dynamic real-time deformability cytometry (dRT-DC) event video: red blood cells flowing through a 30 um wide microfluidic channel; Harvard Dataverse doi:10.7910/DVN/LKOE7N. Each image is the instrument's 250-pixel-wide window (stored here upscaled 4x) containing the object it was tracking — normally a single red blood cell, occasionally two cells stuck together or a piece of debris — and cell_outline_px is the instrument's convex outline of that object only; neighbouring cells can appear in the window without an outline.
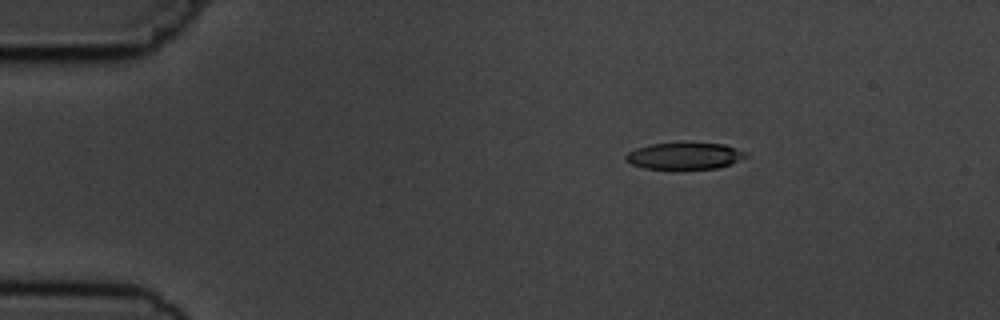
{"species": "common noctule bat (a hibernating species)", "species_latin": "Nyctalus noctula", "temperature_condition": "cold", "stored_images_in_passage": 3, "camera_frame_rate_fps": 3000, "um_per_image_px": 0.085, "animal": {"sex": "male", "body_mass_g": 19.5, "forearm_length_mm": 54.6}, "frame": {"image": 1, "passage_image": 1, "time_ms": 0.0, "image_size_px": [1000, 320], "cell_outline_px": [[748, 156], [732, 164], [716, 168], [644, 168], [632, 164], [624, 160], [624, 156], [628, 152], [636, 148], [652, 144], [724, 144], [748, 152]], "centroid_in_image_um": [58.21, 13.26], "position_along_channel_um": 26.8, "area_um2": 18.26}}